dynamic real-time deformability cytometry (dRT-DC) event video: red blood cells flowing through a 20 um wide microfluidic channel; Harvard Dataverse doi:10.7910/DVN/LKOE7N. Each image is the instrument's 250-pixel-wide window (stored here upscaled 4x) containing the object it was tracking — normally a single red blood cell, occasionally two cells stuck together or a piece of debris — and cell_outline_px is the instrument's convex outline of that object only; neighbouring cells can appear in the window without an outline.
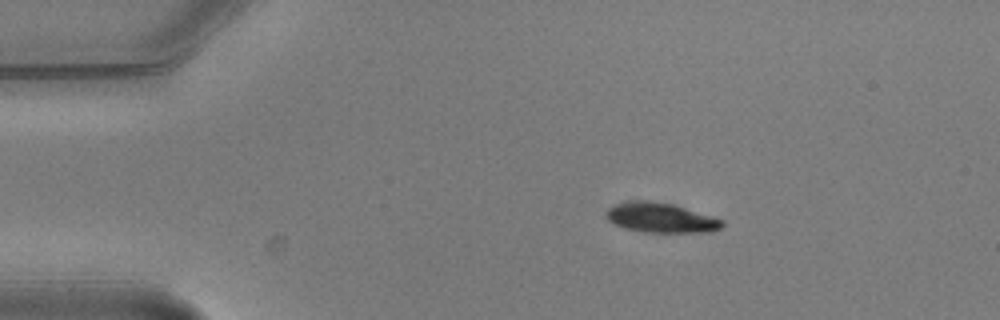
{"species": "common noctule bat (a hibernating species)", "species_latin": "Nyctalus noctula", "temperature_condition": "warm", "stored_images_in_passage": 3, "camera_frame_rate_fps": 3000, "um_per_image_px": 0.085, "animal": {"sex": "male", "body_mass_g": 20.5, "forearm_length_mm": 52.5}, "frame": {"image": 1, "passage_image": 1, "time_ms": 0.0, "image_size_px": [1000, 320], "cell_outline_px": [[724, 224], [720, 228], [712, 232], [644, 232], [624, 228], [608, 220], [604, 216], [604, 212], [612, 204], [640, 200], [648, 200], [672, 204], [712, 216], [724, 220]], "centroid_in_image_um": [56.14, 18.51], "position_along_channel_um": 28.9, "area_um2": 20.17}}
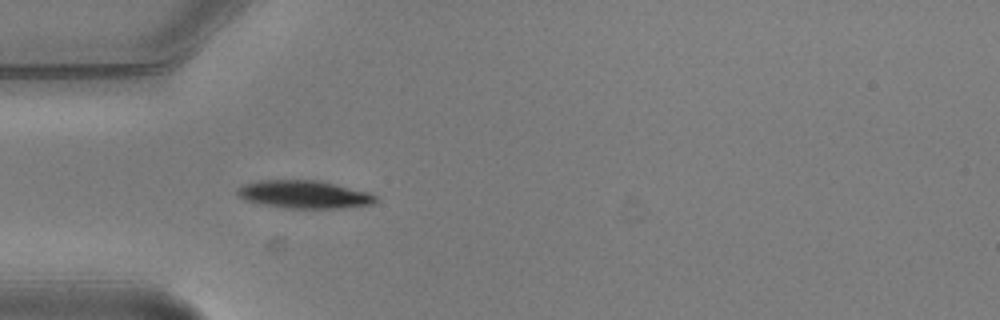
{"frame": {"image": 2, "passage_image": 3, "time_ms": 0.667, "image_size_px": [1000, 320], "cell_outline_px": [[376, 200], [372, 204], [336, 208], [284, 208], [260, 204], [244, 200], [236, 192], [236, 188], [244, 184], [260, 180], [320, 180], [368, 192], [376, 196]], "centroid_in_image_um": [25.8, 16.52], "position_along_channel_um": 59.2, "area_um2": 22.43}}